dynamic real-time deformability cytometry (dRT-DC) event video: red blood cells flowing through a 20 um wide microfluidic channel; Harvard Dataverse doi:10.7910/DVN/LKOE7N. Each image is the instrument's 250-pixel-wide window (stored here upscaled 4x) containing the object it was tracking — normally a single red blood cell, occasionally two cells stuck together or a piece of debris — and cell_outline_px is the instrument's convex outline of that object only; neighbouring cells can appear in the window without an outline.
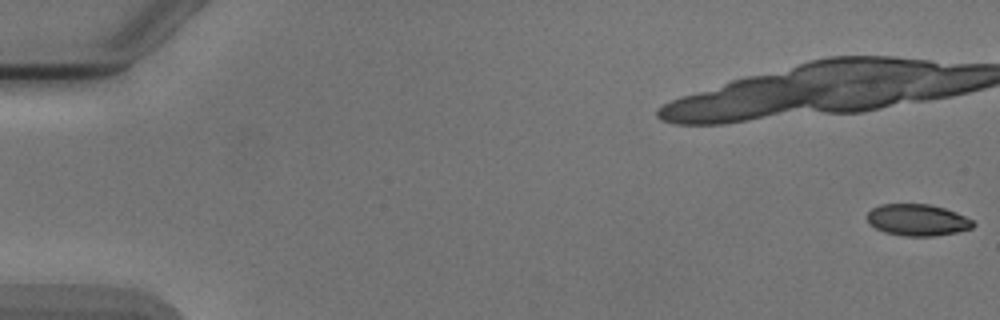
{"species": "Egyptian fruit bat (a non-hibernating species)", "species_latin": "Rousettus aegyptiacus", "temperature_condition": "cold", "stored_images_in_passage": 9, "camera_frame_rate_fps": 3000, "um_per_image_px": 0.085, "animal": {"sex": "male"}, "frame": {"image": 1, "passage_image": 1, "time_ms": 0.0, "image_size_px": [1000, 320], "cell_outline_px": [[976, 224], [972, 228], [956, 232], [932, 236], [904, 236], [884, 232], [868, 224], [868, 212], [872, 208], [880, 204], [928, 204], [944, 208], [956, 212], [972, 220]], "centroid_in_image_um": [77.97, 18.7], "position_along_channel_um": 7.0, "area_um2": 19.48}}
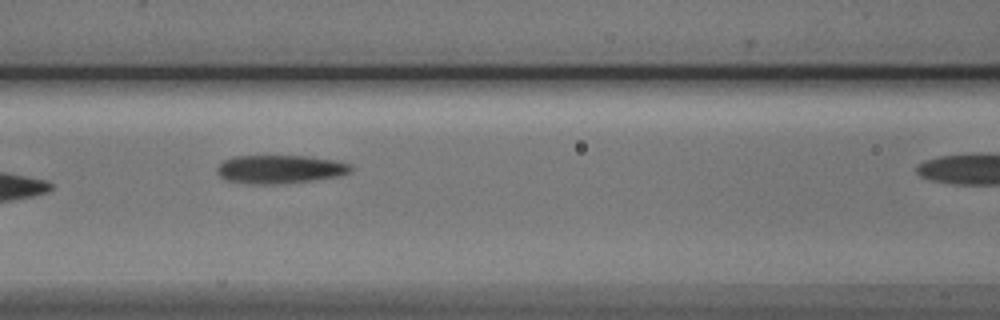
{"frame": {"image": 2, "passage_image": 8, "time_ms": 8.333, "image_size_px": [1000, 320], "cell_outline_px": [[352, 172], [336, 176], [312, 180], [276, 184], [244, 184], [224, 180], [216, 172], [216, 168], [224, 160], [232, 156], [308, 156], [332, 160], [348, 164], [352, 168]], "centroid_in_image_um": [23.71, 14.39], "position_along_channel_um": 142.9, "area_um2": 22.14}}